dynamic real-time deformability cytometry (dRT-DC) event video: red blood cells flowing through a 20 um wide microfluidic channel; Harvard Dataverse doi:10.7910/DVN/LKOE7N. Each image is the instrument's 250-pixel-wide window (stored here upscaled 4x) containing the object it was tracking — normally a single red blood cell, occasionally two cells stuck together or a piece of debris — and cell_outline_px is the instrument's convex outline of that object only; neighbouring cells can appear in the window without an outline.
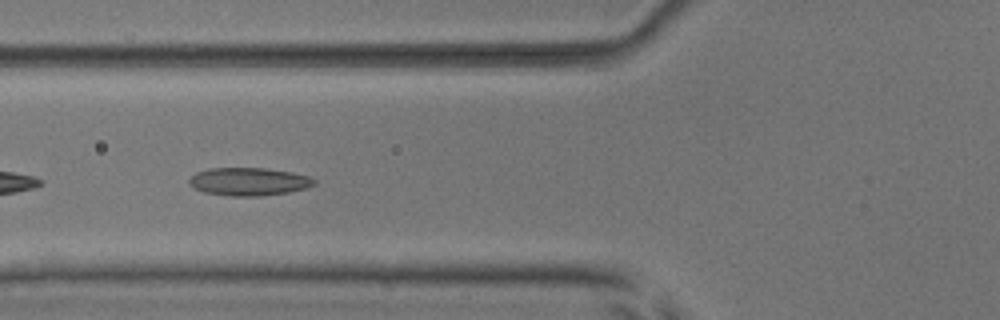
{"species": "common noctule bat (a hibernating species)", "species_latin": "Nyctalus noctula", "temperature_condition": "room temperature", "stored_images_in_passage": 8, "camera_frame_rate_fps": 3000, "um_per_image_px": 0.085, "animal": {"sex": "male", "body_mass_g": 17.9, "forearm_length_mm": 54.2}, "frame": {"image": 1, "passage_image": 5, "time_ms": 4.333, "image_size_px": [1000, 320], "cell_outline_px": [[316, 184], [308, 188], [288, 192], [260, 196], [232, 196], [204, 192], [188, 184], [188, 180], [196, 172], [208, 168], [264, 168], [292, 172], [308, 176], [316, 180]], "centroid_in_image_um": [21.16, 15.43], "position_along_channel_um": 104.6, "area_um2": 20.4}}
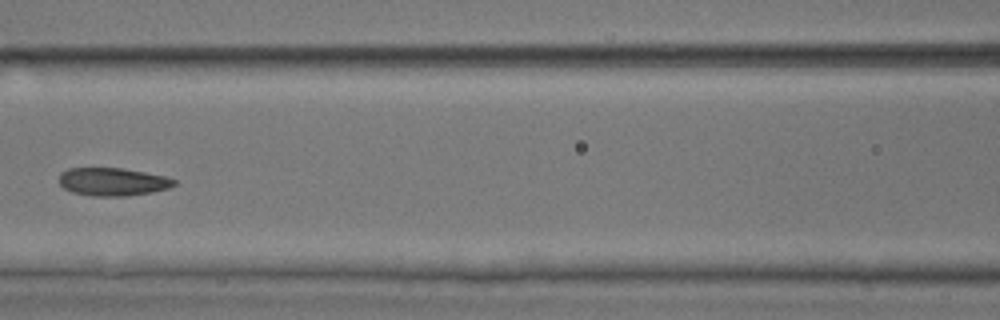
{"frame": {"image": 2, "passage_image": 6, "time_ms": 5.667, "image_size_px": [1000, 320], "cell_outline_px": [[176, 184], [168, 188], [152, 192], [124, 196], [92, 196], [72, 192], [64, 188], [60, 184], [60, 172], [68, 168], [120, 168], [144, 172], [164, 176], [176, 180]], "centroid_in_image_um": [9.56, 15.45], "position_along_channel_um": 157.0, "area_um2": 18.67}}